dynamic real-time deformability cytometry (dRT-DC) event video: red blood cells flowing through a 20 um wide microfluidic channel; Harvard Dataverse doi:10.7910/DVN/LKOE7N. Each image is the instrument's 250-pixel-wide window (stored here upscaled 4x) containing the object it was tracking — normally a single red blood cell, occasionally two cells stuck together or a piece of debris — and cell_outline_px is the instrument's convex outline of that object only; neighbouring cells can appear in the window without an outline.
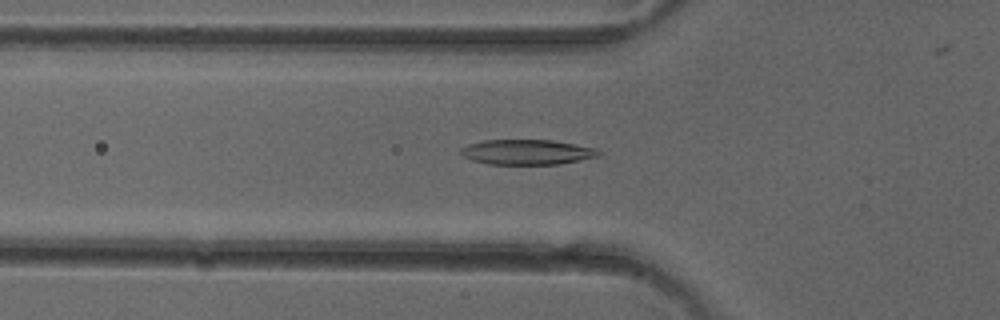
{"species": "common noctule bat (a hibernating species)", "species_latin": "Nyctalus noctula", "temperature_condition": "cold", "stored_images_in_passage": 52, "camera_frame_rate_fps": 3000, "um_per_image_px": 0.085, "animal": {"sex": "female"}, "frame": {"image": 1, "passage_image": 18, "time_ms": 5.667, "image_size_px": [1000, 320], "cell_outline_px": [[600, 156], [560, 164], [488, 164], [472, 160], [464, 156], [460, 152], [460, 148], [468, 144], [484, 140], [552, 140], [596, 148], [600, 152]], "centroid_in_image_um": [44.79, 12.92], "position_along_channel_um": 81.0, "area_um2": 20.11}}
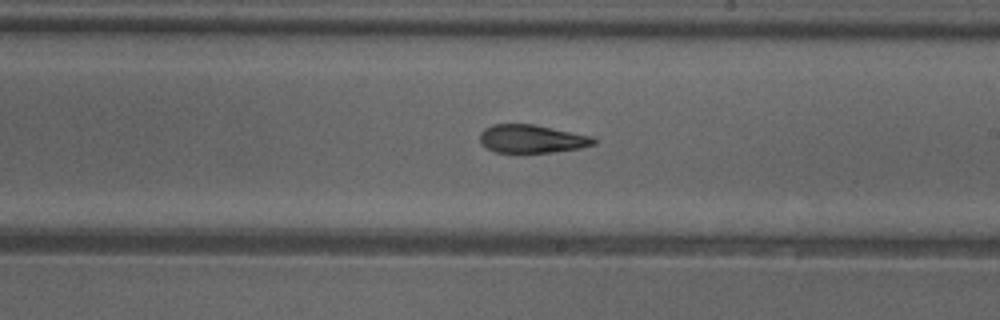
{"frame": {"image": 2, "passage_image": 30, "time_ms": 9.667, "image_size_px": [1000, 320], "cell_outline_px": [[596, 144], [580, 148], [552, 152], [496, 152], [484, 148], [480, 144], [480, 132], [484, 128], [492, 124], [532, 124], [592, 136], [596, 140]], "centroid_in_image_um": [45.16, 11.8], "position_along_channel_um": 243.8, "area_um2": 18.73}}
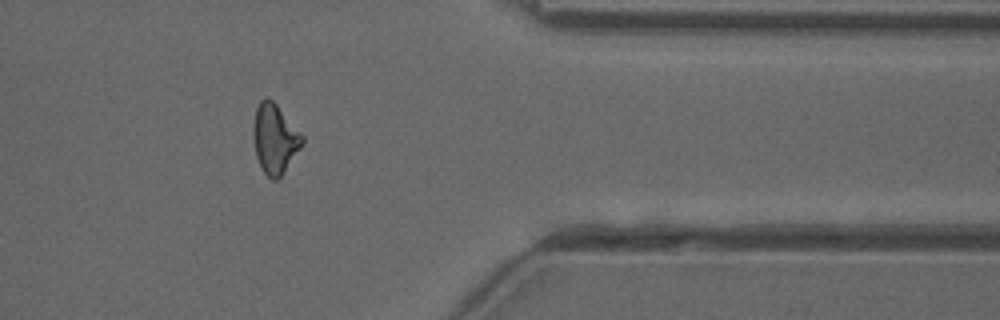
{"frame": {"image": 3, "passage_image": 42, "time_ms": 13.667, "image_size_px": [1000, 320], "cell_outline_px": [[304, 144], [280, 176], [276, 180], [272, 180], [260, 168], [256, 156], [252, 136], [252, 128], [256, 108], [260, 100], [264, 96], [268, 96], [276, 104], [304, 136]], "centroid_in_image_um": [23.34, 11.77], "position_along_channel_um": 388.1, "area_um2": 20.0}, "authors_computed_cell_mechanics": {"area_um2": 19.8543, "velocity_mm_per_s": 4.04, "shape_relaxation_time_tau1_ms": 9.5614, "shape_relaxation_time_tau2_ms": 3.4791, "deformation_change_tau1": 0.2487, "deformation_change_tau2": 0.1259}}